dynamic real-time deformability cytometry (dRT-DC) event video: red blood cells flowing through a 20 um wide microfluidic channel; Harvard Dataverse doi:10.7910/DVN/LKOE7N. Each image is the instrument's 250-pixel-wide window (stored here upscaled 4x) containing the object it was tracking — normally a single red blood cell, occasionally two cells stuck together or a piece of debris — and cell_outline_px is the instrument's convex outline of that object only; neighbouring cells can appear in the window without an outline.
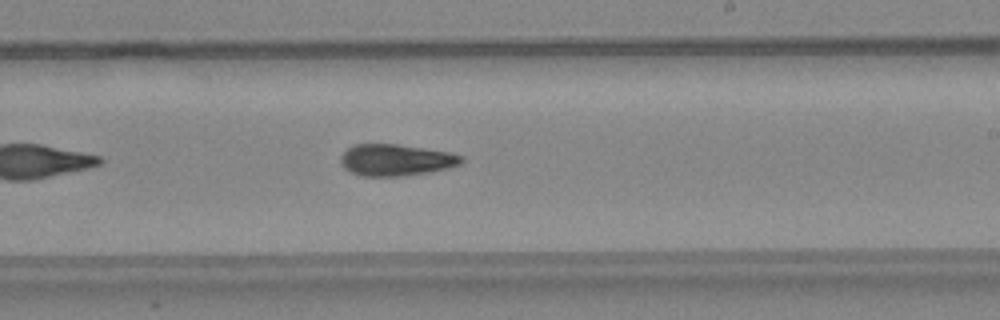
{"species": "common noctule bat (a hibernating species)", "species_latin": "Nyctalus noctula", "temperature_condition": "warm", "stored_images_in_passage": 22, "camera_frame_rate_fps": 3000, "um_per_image_px": 0.085, "animal": {"sex": "female", "body_mass_g": 24.6, "forearm_length_mm": 56.2}, "frame": {"image": 1, "passage_image": 16, "time_ms": 5.0, "image_size_px": [1000, 320], "cell_outline_px": [[464, 160], [460, 164], [448, 168], [432, 172], [404, 176], [360, 176], [344, 168], [340, 164], [340, 156], [352, 144], [396, 144], [424, 148], [448, 152], [464, 156]], "centroid_in_image_um": [33.65, 13.6], "position_along_channel_um": 255.4, "area_um2": 22.43}}